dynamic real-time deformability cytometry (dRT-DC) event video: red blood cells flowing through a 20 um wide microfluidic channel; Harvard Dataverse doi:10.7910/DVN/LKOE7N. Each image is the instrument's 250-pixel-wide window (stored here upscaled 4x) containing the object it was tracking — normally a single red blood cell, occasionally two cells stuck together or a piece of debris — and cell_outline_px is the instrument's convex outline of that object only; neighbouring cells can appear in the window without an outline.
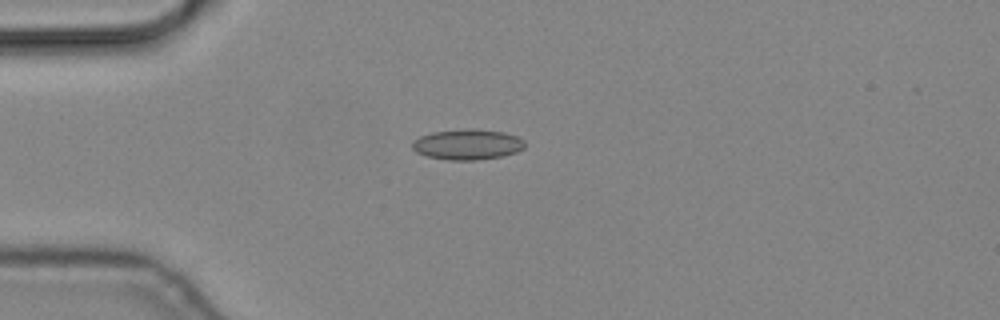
{"species": "common noctule bat (a hibernating species)", "species_latin": "Nyctalus noctula", "temperature_condition": "cold", "stored_images_in_passage": 1, "camera_frame_rate_fps": 3000, "um_per_image_px": 0.085, "animal": {"sex": "male", "body_mass_g": 19.2, "forearm_length_mm": 51.8}, "frame": {"image": 1, "passage_image": 1, "time_ms": 0.0, "image_size_px": [1000, 320], "cell_outline_px": [[524, 148], [516, 152], [500, 156], [476, 160], [448, 160], [428, 156], [416, 152], [412, 148], [412, 140], [420, 136], [432, 132], [464, 128], [476, 128], [504, 132], [516, 136], [524, 140]], "centroid_in_image_um": [39.71, 12.26], "position_along_channel_um": 45.3, "area_um2": 20.11}}